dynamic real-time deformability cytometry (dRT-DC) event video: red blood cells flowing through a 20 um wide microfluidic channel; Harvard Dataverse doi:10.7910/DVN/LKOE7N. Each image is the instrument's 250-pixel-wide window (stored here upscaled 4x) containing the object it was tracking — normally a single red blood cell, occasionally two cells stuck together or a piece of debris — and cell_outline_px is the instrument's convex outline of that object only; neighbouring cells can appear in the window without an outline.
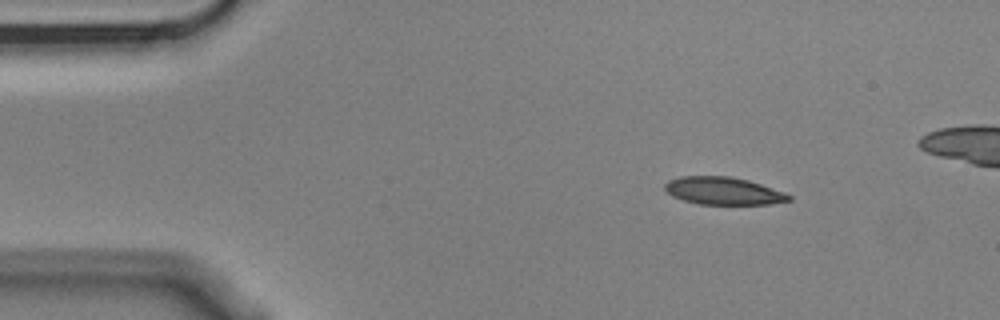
{"species": "Egyptian fruit bat (a non-hibernating species)", "species_latin": "Rousettus aegyptiacus", "temperature_condition": "cold", "stored_images_in_passage": 4, "camera_frame_rate_fps": 3000, "um_per_image_px": 0.085, "animal": {"sex": "male"}, "frame": {"image": 1, "passage_image": 2, "time_ms": 0.333, "image_size_px": [1000, 320], "cell_outline_px": [[792, 200], [768, 204], [700, 204], [684, 200], [672, 196], [664, 188], [664, 184], [668, 180], [680, 176], [732, 176], [748, 180], [784, 192], [792, 196]], "centroid_in_image_um": [61.47, 16.22], "position_along_channel_um": 23.5, "area_um2": 19.88}}